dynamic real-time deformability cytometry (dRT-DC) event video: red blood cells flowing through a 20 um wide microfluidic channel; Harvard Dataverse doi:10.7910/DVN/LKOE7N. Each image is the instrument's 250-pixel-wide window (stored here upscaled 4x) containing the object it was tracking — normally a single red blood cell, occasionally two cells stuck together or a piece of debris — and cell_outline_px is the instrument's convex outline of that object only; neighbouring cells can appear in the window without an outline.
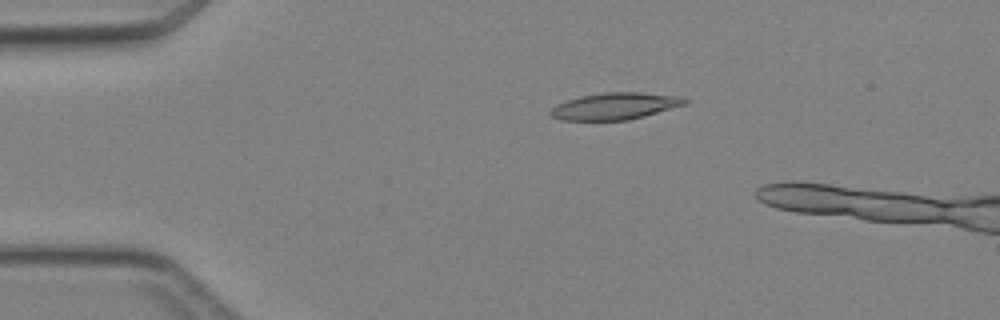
{"species": "Egyptian fruit bat (a non-hibernating species)", "species_latin": "Rousettus aegyptiacus", "temperature_condition": "cold", "stored_images_in_passage": 5, "camera_frame_rate_fps": 3000, "um_per_image_px": 0.085, "animal": {"sex": "female"}, "frame": {"image": 1, "passage_image": 3, "time_ms": 2.333, "image_size_px": [1000, 320], "cell_outline_px": [[688, 104], [644, 116], [628, 120], [560, 120], [552, 116], [548, 112], [556, 104], [580, 96], [604, 92], [640, 92], [684, 96], [688, 100]], "centroid_in_image_um": [52.32, 9.01], "position_along_channel_um": 32.7, "area_um2": 21.15}}